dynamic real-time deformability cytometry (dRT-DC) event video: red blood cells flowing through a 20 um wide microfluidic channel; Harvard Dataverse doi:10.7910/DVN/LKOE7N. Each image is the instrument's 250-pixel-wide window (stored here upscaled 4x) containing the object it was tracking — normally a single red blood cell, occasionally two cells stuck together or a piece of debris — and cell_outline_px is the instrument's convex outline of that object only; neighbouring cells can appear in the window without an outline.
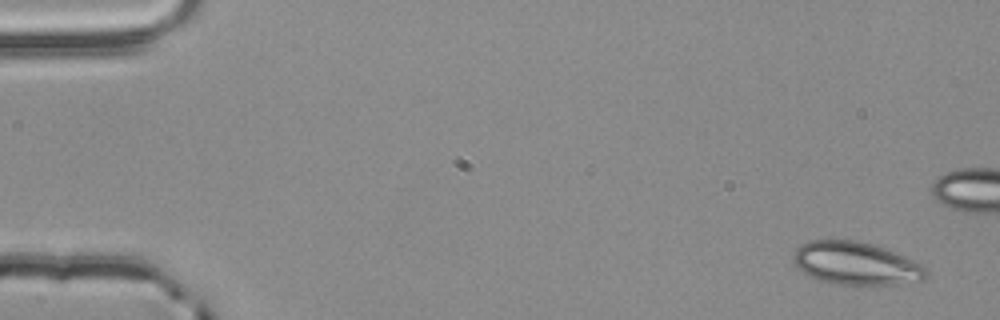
{"species": "common noctule bat (a hibernating species)", "species_latin": "Nyctalus noctula", "temperature_condition": "room temperature", "stored_images_in_passage": 5, "camera_frame_rate_fps": 3000, "um_per_image_px": 0.085, "animal": {"sex": "male", "body_mass_g": 20.4}, "frame": {"image": 1, "passage_image": 1, "time_ms": 0.0, "image_size_px": [1000, 320], "cell_outline_px": [[928, 276], [924, 280], [896, 284], [840, 284], [820, 280], [808, 276], [796, 268], [792, 260], [792, 256], [796, 248], [800, 244], [808, 240], [856, 240], [872, 244], [884, 248], [904, 256], [928, 268]], "centroid_in_image_um": [72.72, 22.38], "position_along_channel_um": 12.3, "area_um2": 33.29}}